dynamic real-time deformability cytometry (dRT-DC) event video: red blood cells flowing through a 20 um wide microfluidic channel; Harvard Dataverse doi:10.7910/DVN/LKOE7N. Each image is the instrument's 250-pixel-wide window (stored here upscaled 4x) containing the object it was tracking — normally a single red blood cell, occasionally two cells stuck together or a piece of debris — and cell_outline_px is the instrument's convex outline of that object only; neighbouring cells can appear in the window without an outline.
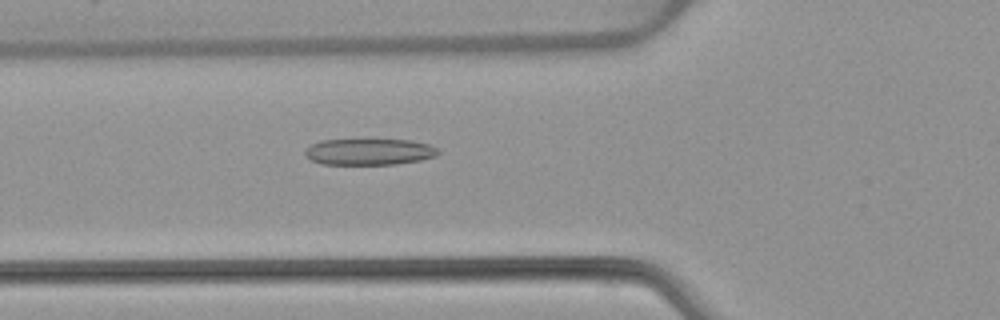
{"species": "common noctule bat (a hibernating species)", "species_latin": "Nyctalus noctula", "temperature_condition": "warm", "stored_images_in_passage": 52, "camera_frame_rate_fps": 3000, "um_per_image_px": 0.085, "animal": {"sex": "female", "body_mass_g": 22.7, "forearm_length_mm": 54.2}, "frame": {"image": 1, "passage_image": 19, "time_ms": 6.0, "image_size_px": [1000, 320], "cell_outline_px": [[440, 152], [436, 156], [420, 160], [396, 164], [320, 164], [304, 156], [304, 152], [312, 144], [320, 140], [412, 140], [428, 144], [440, 148]], "centroid_in_image_um": [31.41, 12.9], "position_along_channel_um": 94.4, "area_um2": 20.46}}
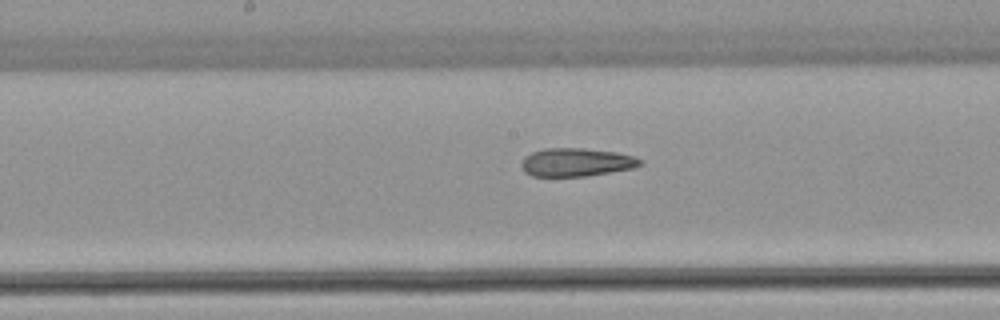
{"frame": {"image": 2, "passage_image": 27, "time_ms": 8.667, "image_size_px": [1000, 320], "cell_outline_px": [[644, 164], [632, 168], [588, 176], [532, 176], [524, 172], [520, 164], [524, 156], [532, 152], [544, 148], [584, 148], [616, 152], [636, 156], [644, 160]], "centroid_in_image_um": [49.0, 13.78], "position_along_channel_um": 199.2, "area_um2": 19.83}}
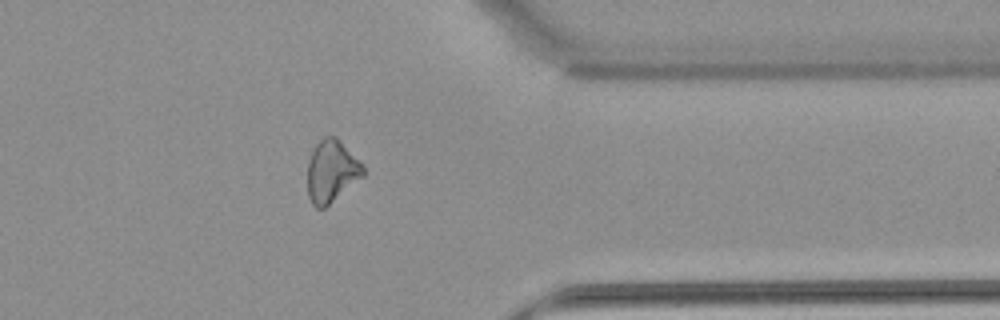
{"frame": {"image": 3, "passage_image": 42, "time_ms": 13.667, "image_size_px": [1000, 320], "cell_outline_px": [[364, 176], [324, 208], [316, 208], [312, 204], [308, 196], [308, 160], [316, 144], [324, 136], [336, 136], [364, 168]], "centroid_in_image_um": [28.16, 14.57], "position_along_channel_um": 383.2, "area_um2": 19.83}, "authors_computed_cell_mechanics": {"area_um2": 21.3571, "velocity_mm_per_s": 3.9117, "shape_relaxation_time_tau1_ms": null, "shape_relaxation_time_tau2_ms": 3.1583, "deformation_change_tau1": null, "deformation_change_tau2": 0.1181}}